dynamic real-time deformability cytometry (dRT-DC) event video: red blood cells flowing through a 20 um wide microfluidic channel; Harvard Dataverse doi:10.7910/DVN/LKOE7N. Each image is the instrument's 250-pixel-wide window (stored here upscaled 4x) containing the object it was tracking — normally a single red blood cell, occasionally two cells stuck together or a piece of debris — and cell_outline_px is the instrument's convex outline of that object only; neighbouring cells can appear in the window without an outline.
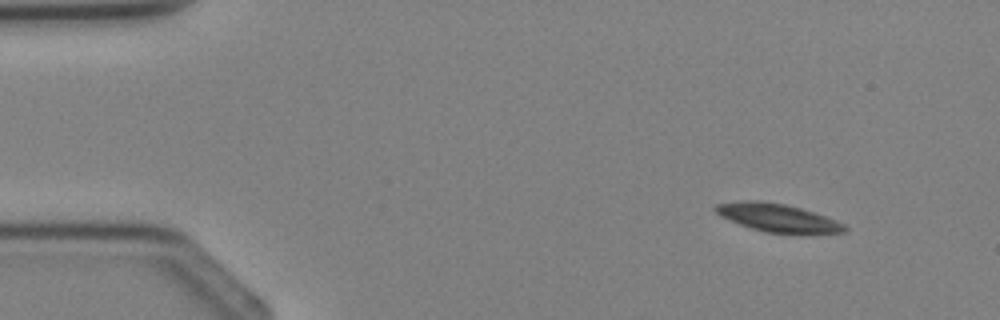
{"species": "Egyptian fruit bat (a non-hibernating species)", "species_latin": "Rousettus aegyptiacus", "temperature_condition": "cold", "stored_images_in_passage": 3, "camera_frame_rate_fps": 3000, "um_per_image_px": 0.085, "animal": {"sex": "female"}, "frame": {"image": 1, "passage_image": 1, "time_ms": 0.0, "image_size_px": [1000, 320], "cell_outline_px": [[848, 232], [804, 236], [764, 232], [740, 224], [720, 216], [712, 208], [716, 204], [748, 200], [756, 200], [784, 204], [800, 208], [836, 220], [844, 224], [848, 228]], "centroid_in_image_um": [66.19, 18.56], "position_along_channel_um": 18.8, "area_um2": 21.68}}
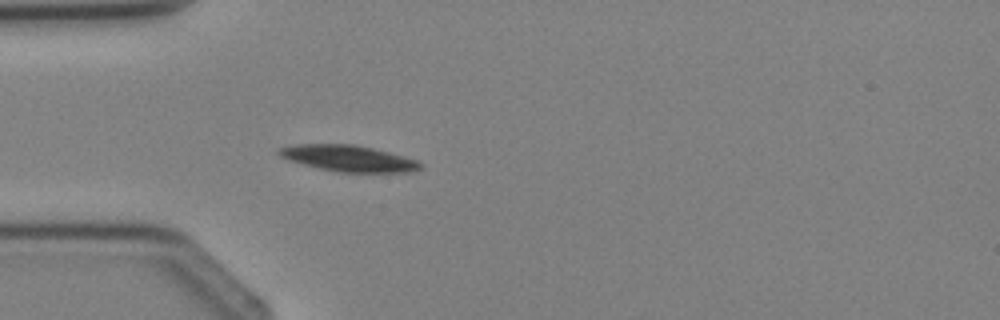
{"frame": {"image": 2, "passage_image": 3, "time_ms": 2.333, "image_size_px": [1000, 320], "cell_outline_px": [[424, 164], [420, 168], [412, 172], [344, 172], [320, 168], [288, 160], [280, 156], [276, 152], [280, 148], [292, 144], [352, 144], [372, 148], [404, 156], [416, 160]], "centroid_in_image_um": [29.62, 13.45], "position_along_channel_um": 55.4, "area_um2": 21.39}}